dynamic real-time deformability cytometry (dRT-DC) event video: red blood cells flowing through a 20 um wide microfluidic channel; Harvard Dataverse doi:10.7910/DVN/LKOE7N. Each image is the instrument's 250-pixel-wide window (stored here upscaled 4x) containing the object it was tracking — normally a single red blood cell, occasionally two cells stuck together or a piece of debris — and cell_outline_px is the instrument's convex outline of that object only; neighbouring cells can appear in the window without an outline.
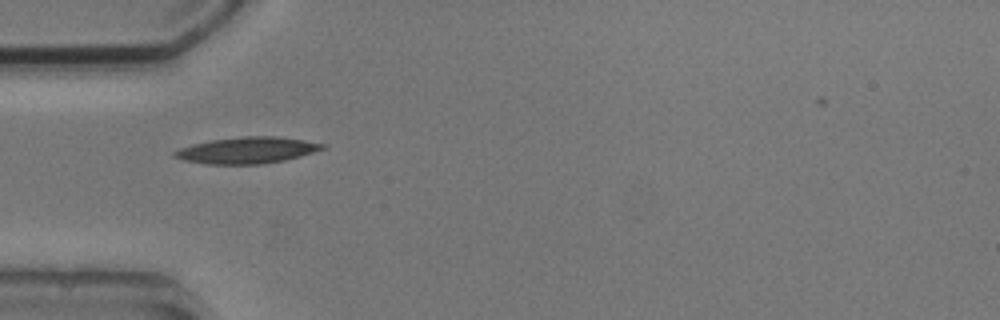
{"species": "common noctule bat (a hibernating species)", "species_latin": "Nyctalus noctula", "temperature_condition": "cold", "stored_images_in_passage": 3, "camera_frame_rate_fps": 3000, "um_per_image_px": 0.085, "animal": {"sex": "male", "body_mass_g": 20.5, "forearm_length_mm": 52.5}, "frame": {"image": 1, "passage_image": 1, "time_ms": 0.0, "image_size_px": [1000, 320], "cell_outline_px": [[328, 148], [300, 156], [284, 160], [260, 164], [208, 164], [184, 160], [172, 156], [172, 152], [180, 148], [192, 144], [212, 140], [244, 136], [276, 136], [304, 140], [328, 144]], "centroid_in_image_um": [21.04, 12.77], "position_along_channel_um": 64.0, "area_um2": 22.77}}